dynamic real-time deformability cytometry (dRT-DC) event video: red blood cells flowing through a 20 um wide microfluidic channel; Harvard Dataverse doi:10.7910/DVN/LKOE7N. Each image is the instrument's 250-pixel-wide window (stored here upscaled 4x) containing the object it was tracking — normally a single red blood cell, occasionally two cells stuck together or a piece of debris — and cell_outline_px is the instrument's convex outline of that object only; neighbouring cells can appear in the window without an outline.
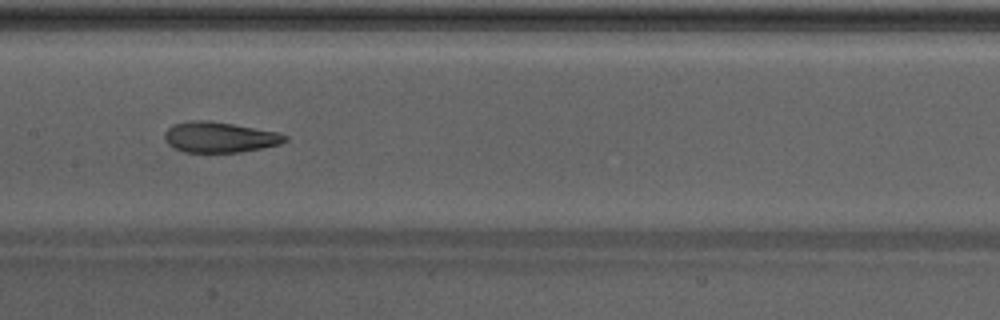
{"species": "Egyptian fruit bat (a non-hibernating species)", "species_latin": "Rousettus aegyptiacus", "temperature_condition": "warm", "stored_images_in_passage": 35, "camera_frame_rate_fps": 3000, "um_per_image_px": 0.085, "animal": {"sex": "male"}, "frame": {"image": 1, "passage_image": 11, "time_ms": 3.333, "image_size_px": [1000, 320], "cell_outline_px": [[288, 140], [280, 144], [240, 152], [184, 152], [172, 148], [164, 140], [164, 132], [172, 124], [192, 120], [208, 120], [232, 124], [276, 132], [288, 136]], "centroid_in_image_um": [18.61, 11.66], "position_along_channel_um": 188.8, "area_um2": 21.44}}
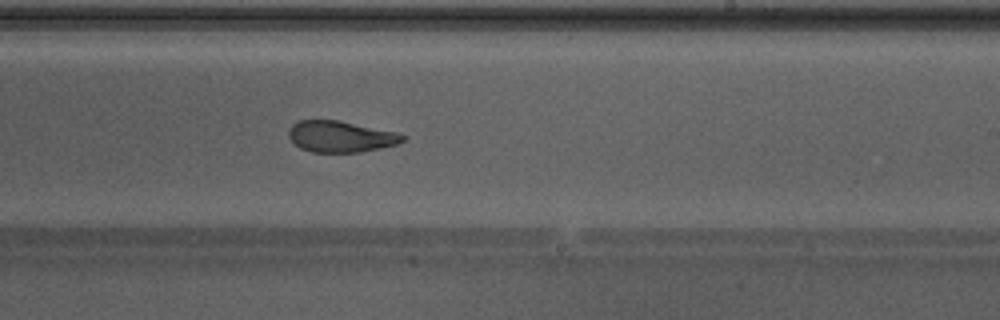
{"frame": {"image": 2, "passage_image": 16, "time_ms": 5.0, "image_size_px": [1000, 320], "cell_outline_px": [[408, 136], [404, 140], [396, 144], [380, 148], [360, 152], [312, 152], [300, 148], [288, 136], [288, 132], [292, 124], [300, 120], [336, 120], [396, 132]], "centroid_in_image_um": [28.95, 11.61], "position_along_channel_um": 260.1, "area_um2": 20.58}, "authors_computed_cell_mechanics": {"area_um2": 21.964, "velocity_mm_per_s": 4.3095, "shape_relaxation_time_tau1_ms": null, "shape_relaxation_time_tau2_ms": 1.1166, "deformation_change_tau1": null, "deformation_change_tau2": 0.086}}